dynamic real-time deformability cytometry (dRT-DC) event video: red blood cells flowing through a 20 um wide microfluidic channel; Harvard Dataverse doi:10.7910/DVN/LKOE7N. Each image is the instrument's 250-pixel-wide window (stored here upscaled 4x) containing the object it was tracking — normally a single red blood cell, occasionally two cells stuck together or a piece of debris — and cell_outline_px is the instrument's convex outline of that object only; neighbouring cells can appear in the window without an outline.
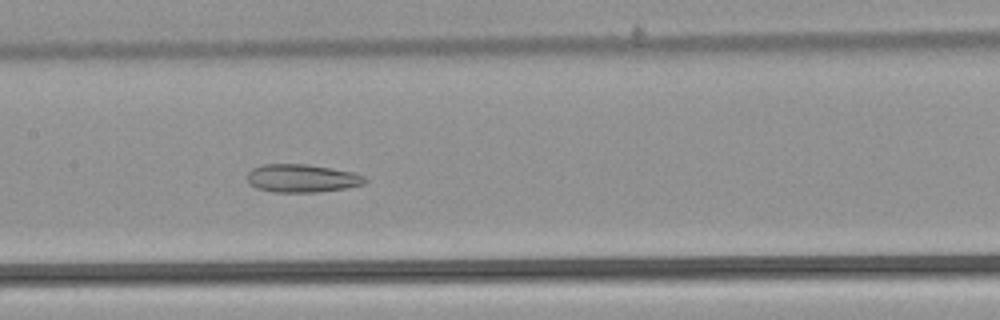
{"species": "common noctule bat (a hibernating species)", "species_latin": "Nyctalus noctula", "temperature_condition": "warm", "stored_images_in_passage": 36, "camera_frame_rate_fps": 3000, "um_per_image_px": 0.085, "animal": {"sex": "male", "body_mass_g": 21.5, "forearm_length_mm": 52.0}, "frame": {"image": 1, "passage_image": 16, "time_ms": 5.0, "image_size_px": [1000, 320], "cell_outline_px": [[368, 180], [364, 184], [344, 188], [316, 192], [272, 192], [256, 188], [248, 184], [248, 172], [252, 168], [264, 164], [304, 164], [352, 172], [364, 176]], "centroid_in_image_um": [25.62, 15.16], "position_along_channel_um": 181.8, "area_um2": 19.13}}
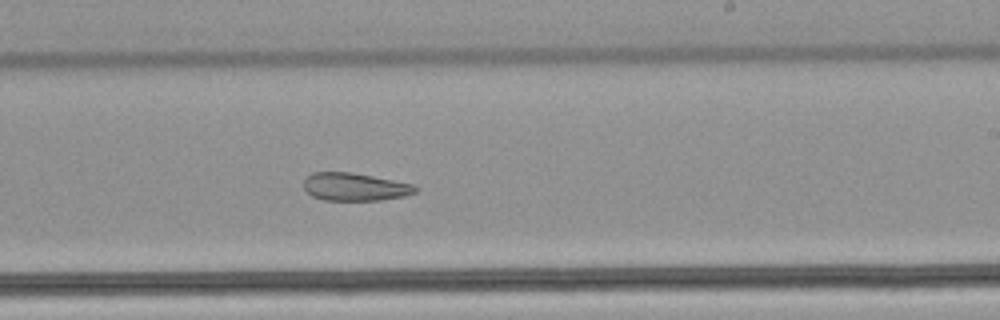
{"frame": {"image": 2, "passage_image": 22, "time_ms": 7.0, "image_size_px": [1000, 320], "cell_outline_px": [[420, 188], [416, 192], [404, 196], [380, 200], [324, 200], [312, 196], [304, 188], [304, 180], [312, 172], [348, 172], [372, 176], [412, 184]], "centroid_in_image_um": [30.16, 15.88], "position_along_channel_um": 258.8, "area_um2": 17.98}}
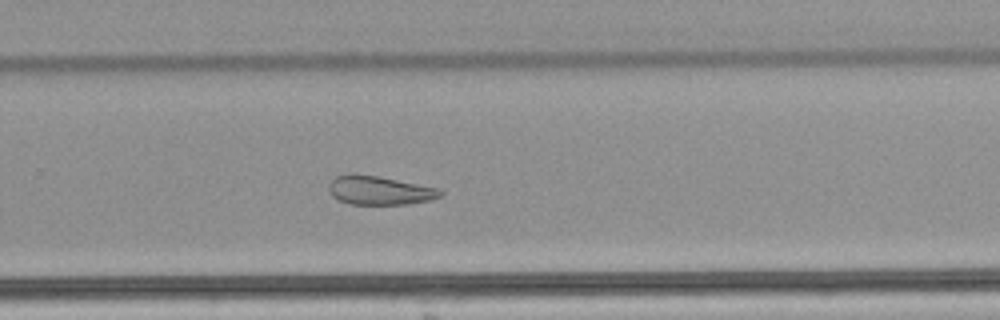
{"frame": {"image": 3, "passage_image": 25, "time_ms": 8.0, "image_size_px": [1000, 320], "cell_outline_px": [[444, 192], [440, 196], [432, 200], [408, 204], [352, 204], [340, 200], [332, 196], [328, 188], [328, 184], [336, 176], [376, 176], [440, 188]], "centroid_in_image_um": [32.33, 16.21], "position_along_channel_um": 297.5, "area_um2": 18.21}, "authors_computed_cell_mechanics": {"area_um2": 21.0392, "velocity_mm_per_s": 3.8732, "shape_relaxation_time_tau1_ms": null, "shape_relaxation_time_tau2_ms": 4.4421, "deformation_change_tau1": null, "deformation_change_tau2": 0.1329}}